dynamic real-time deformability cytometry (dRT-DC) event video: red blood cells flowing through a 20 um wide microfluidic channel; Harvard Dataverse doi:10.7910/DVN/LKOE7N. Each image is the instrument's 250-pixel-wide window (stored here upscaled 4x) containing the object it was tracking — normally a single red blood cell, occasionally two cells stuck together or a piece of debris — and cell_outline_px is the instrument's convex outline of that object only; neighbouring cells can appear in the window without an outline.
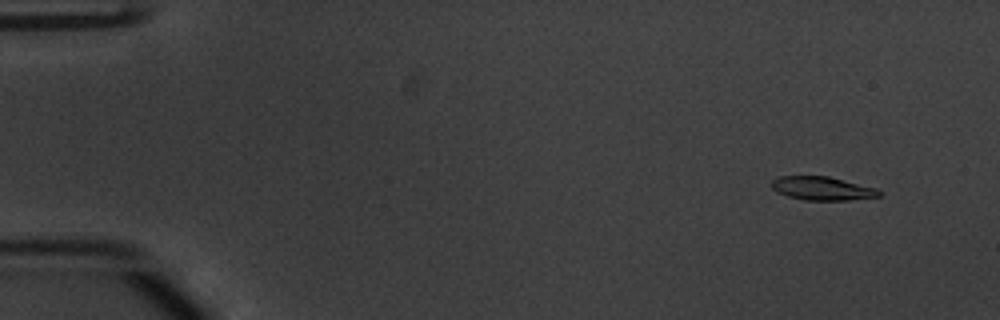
{"species": "common noctule bat (a hibernating species)", "species_latin": "Nyctalus noctula", "temperature_condition": "warm", "stored_images_in_passage": 54, "camera_frame_rate_fps": 3000, "um_per_image_px": 0.085, "animal": {"sex": "male", "body_mass_g": 20.1, "forearm_length_mm": 53.5}, "frame": {"image": 1, "passage_image": 5, "time_ms": 1.333, "image_size_px": [1000, 320], "cell_outline_px": [[880, 196], [848, 200], [804, 200], [788, 196], [776, 192], [772, 188], [772, 180], [776, 176], [828, 176], [876, 188], [880, 192]], "centroid_in_image_um": [69.85, 16.01], "position_along_channel_um": 15.2, "area_um2": 14.68}}
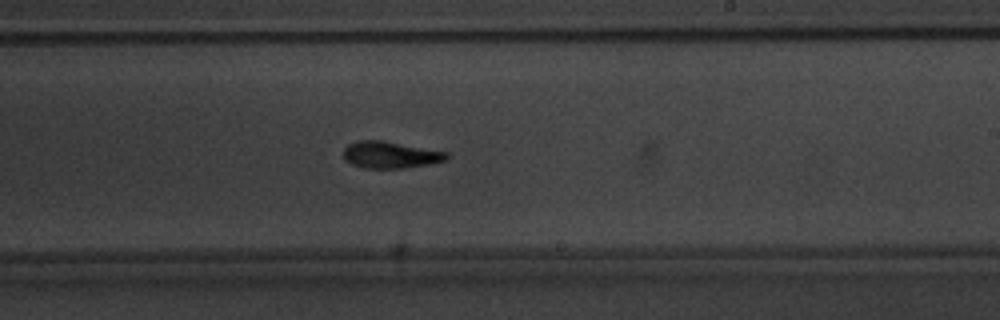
{"frame": {"image": 2, "passage_image": 33, "time_ms": 10.667, "image_size_px": [1000, 320], "cell_outline_px": [[448, 160], [428, 164], [404, 168], [368, 168], [352, 164], [344, 160], [344, 148], [348, 144], [360, 140], [384, 140], [448, 152]], "centroid_in_image_um": [33.19, 13.15], "position_along_channel_um": 255.8, "area_um2": 16.13}}
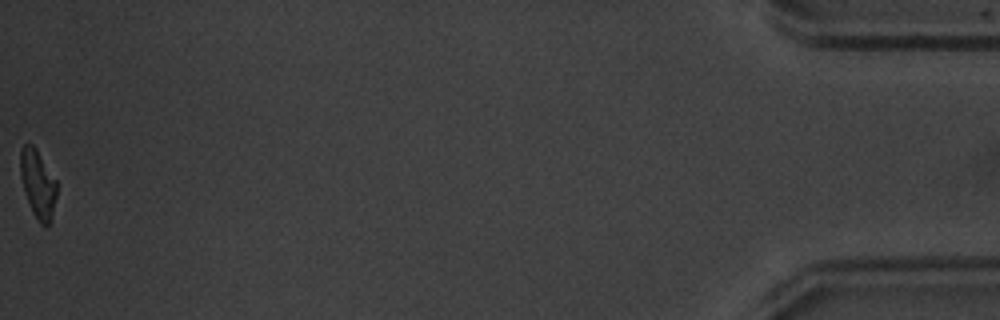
{"frame": {"image": 3, "passage_image": 54, "time_ms": 17.667, "image_size_px": [1000, 320], "cell_outline_px": [[56, 196], [52, 216], [48, 228], [44, 228], [40, 224], [32, 212], [24, 192], [20, 176], [20, 152], [24, 144], [32, 144], [36, 148], [56, 180]], "centroid_in_image_um": [3.21, 15.67], "position_along_channel_um": 432.0, "area_um2": 14.57}, "authors_computed_cell_mechanics": {"area_um2": 15.6927, "velocity_mm_per_s": 3.8482, "shape_relaxation_time_tau1_ms": 2.7279, "shape_relaxation_time_tau2_ms": 10.2077, "deformation_change_tau1": 0.1725, "deformation_change_tau2": 0.1423}}